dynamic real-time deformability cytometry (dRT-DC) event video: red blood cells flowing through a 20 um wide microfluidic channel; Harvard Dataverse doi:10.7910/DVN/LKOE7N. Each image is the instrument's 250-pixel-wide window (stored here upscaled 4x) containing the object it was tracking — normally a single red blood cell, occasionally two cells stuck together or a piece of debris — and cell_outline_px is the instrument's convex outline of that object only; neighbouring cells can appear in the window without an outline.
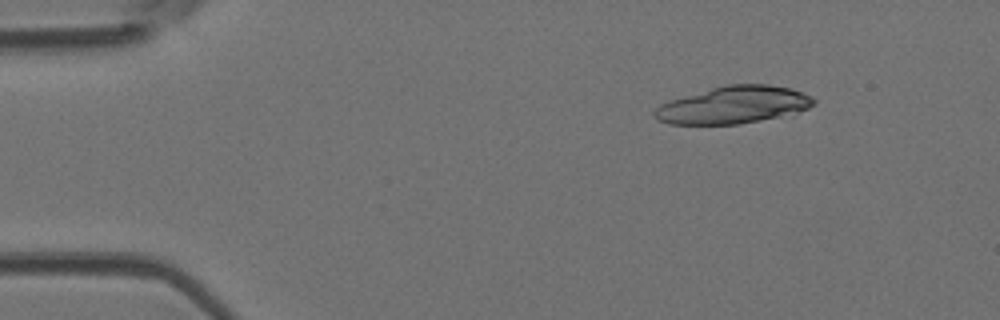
{"species": "Egyptian fruit bat (a non-hibernating species)", "species_latin": "Rousettus aegyptiacus", "temperature_condition": "room temperature", "stored_images_in_passage": 3, "camera_frame_rate_fps": 3000, "um_per_image_px": 0.085, "animal": {"sex": "female"}, "frame": {"image": 1, "passage_image": 1, "time_ms": 0.0, "image_size_px": [1000, 320], "cell_outline_px": [[816, 104], [808, 108], [796, 112], [780, 116], [740, 124], [668, 124], [656, 120], [652, 116], [652, 112], [660, 104], [668, 100], [712, 88], [728, 84], [768, 84], [792, 88], [812, 96], [816, 100]], "centroid_in_image_um": [62.32, 8.92], "position_along_channel_um": 22.7, "area_um2": 34.74}}